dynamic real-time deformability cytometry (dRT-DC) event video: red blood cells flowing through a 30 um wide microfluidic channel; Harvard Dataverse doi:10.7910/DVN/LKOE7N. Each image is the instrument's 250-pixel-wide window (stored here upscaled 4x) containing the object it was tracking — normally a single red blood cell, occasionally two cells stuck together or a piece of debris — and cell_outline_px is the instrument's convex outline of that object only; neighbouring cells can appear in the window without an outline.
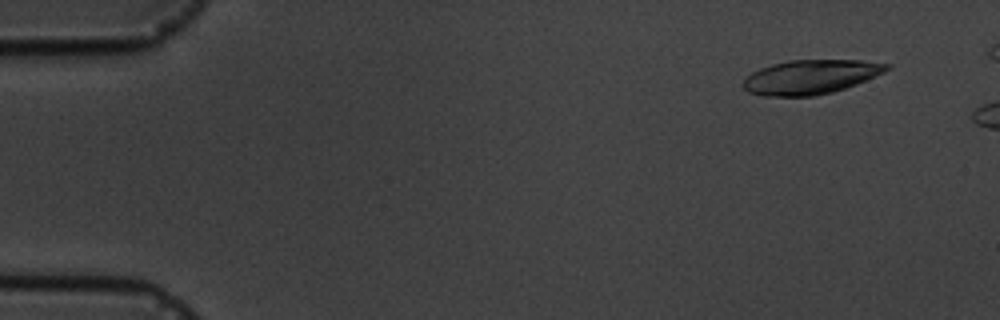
{"species": "common noctule bat (a hibernating species)", "species_latin": "Nyctalus noctula", "temperature_condition": "cold", "stored_images_in_passage": 4, "camera_frame_rate_fps": 3000, "um_per_image_px": 0.085, "animal": {"sex": "male", "body_mass_g": 19.5, "forearm_length_mm": 54.6}, "frame": {"image": 1, "passage_image": 1, "time_ms": 0.0, "image_size_px": [1000, 320], "cell_outline_px": [[892, 68], [884, 72], [856, 84], [832, 92], [812, 96], [764, 96], [748, 92], [744, 88], [744, 80], [752, 72], [760, 68], [772, 64], [788, 60], [860, 60], [892, 64]], "centroid_in_image_um": [68.92, 6.53], "position_along_channel_um": 16.1, "area_um2": 28.55}}